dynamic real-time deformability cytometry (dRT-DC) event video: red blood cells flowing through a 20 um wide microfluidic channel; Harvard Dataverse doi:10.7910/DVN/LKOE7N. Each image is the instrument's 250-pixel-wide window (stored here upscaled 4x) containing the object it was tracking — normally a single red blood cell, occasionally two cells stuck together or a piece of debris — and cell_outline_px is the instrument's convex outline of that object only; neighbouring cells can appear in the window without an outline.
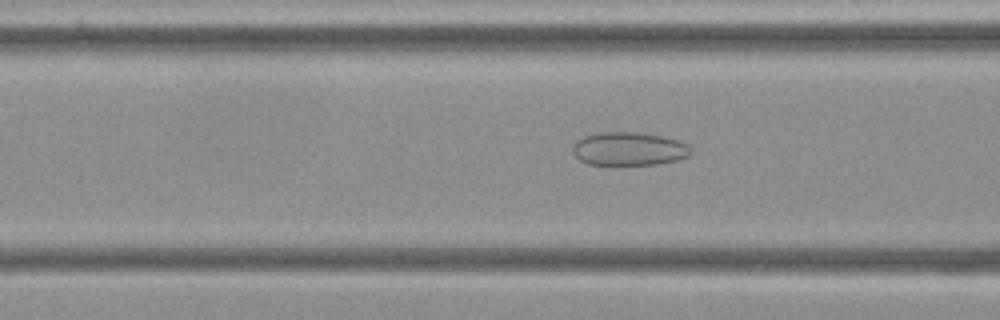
{"species": "Egyptian fruit bat (a non-hibernating species)", "species_latin": "Rousettus aegyptiacus", "temperature_condition": "cold", "stored_images_in_passage": 55, "camera_frame_rate_fps": 3000, "um_per_image_px": 0.085, "frame": {"image": 1, "passage_image": 21, "time_ms": 6.667, "image_size_px": [1000, 320], "cell_outline_px": [[692, 152], [688, 156], [676, 160], [656, 164], [588, 164], [580, 160], [572, 152], [572, 148], [576, 140], [584, 136], [600, 132], [636, 132], [660, 136], [680, 140], [688, 144], [692, 148]], "centroid_in_image_um": [53.47, 12.64], "position_along_channel_um": 113.1, "area_um2": 22.95}}
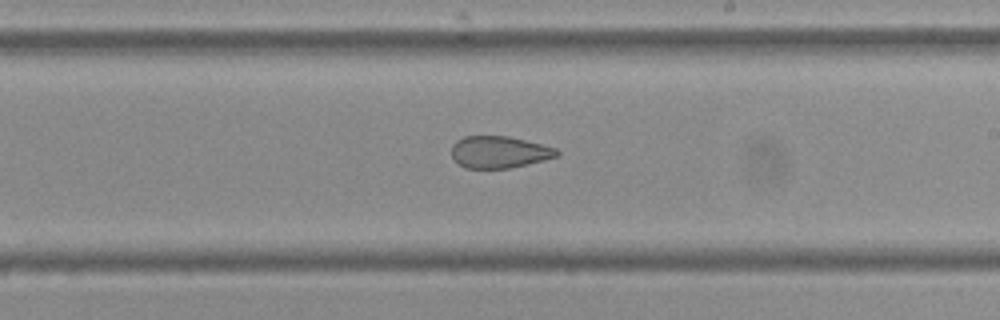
{"frame": {"image": 2, "passage_image": 32, "time_ms": 10.333, "image_size_px": [1000, 320], "cell_outline_px": [[560, 156], [544, 160], [508, 168], [464, 168], [452, 156], [452, 144], [456, 140], [464, 136], [508, 136], [556, 148], [560, 152]], "centroid_in_image_um": [42.43, 12.92], "position_along_channel_um": 246.6, "area_um2": 19.48}}
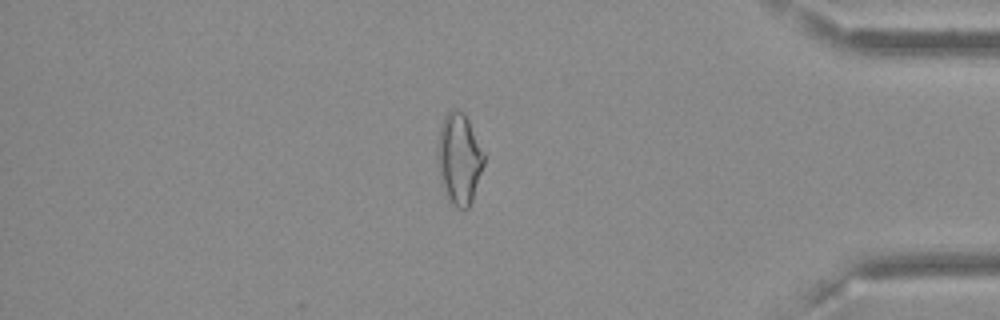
{"frame": {"image": 3, "passage_image": 47, "time_ms": 15.333, "image_size_px": [1000, 320], "cell_outline_px": [[484, 164], [472, 200], [468, 208], [456, 208], [452, 204], [440, 180], [436, 160], [436, 148], [440, 124], [444, 116], [448, 112], [464, 112], [484, 152]], "centroid_in_image_um": [39.0, 13.5], "position_along_channel_um": 396.2, "area_um2": 24.51}, "authors_computed_cell_mechanics": {"area_um2": 24.5072, "velocity_mm_per_s": 3.6283, "shape_relaxation_time_tau1_ms": null, "shape_relaxation_time_tau2_ms": 2.8492, "deformation_change_tau1": null, "deformation_change_tau2": 0.1065}}